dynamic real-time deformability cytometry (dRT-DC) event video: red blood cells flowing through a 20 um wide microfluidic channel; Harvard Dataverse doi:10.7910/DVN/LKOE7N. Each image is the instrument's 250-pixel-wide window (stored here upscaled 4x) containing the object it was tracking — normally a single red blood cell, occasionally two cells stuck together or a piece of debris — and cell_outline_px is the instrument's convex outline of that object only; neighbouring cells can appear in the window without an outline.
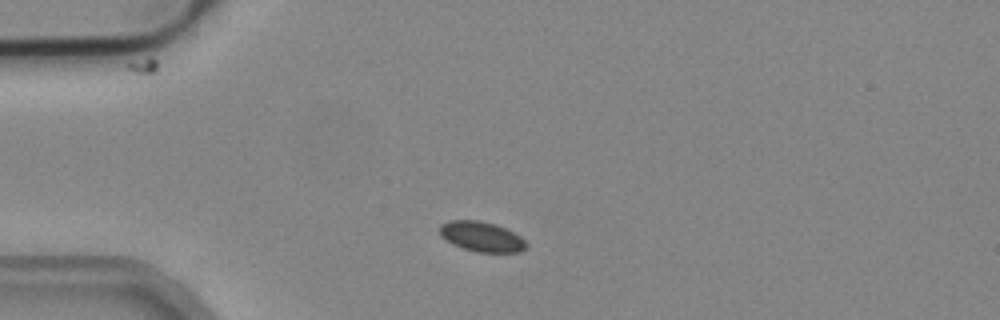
{"species": "common noctule bat (a hibernating species)", "species_latin": "Nyctalus noctula", "temperature_condition": "cold", "stored_images_in_passage": 6, "camera_frame_rate_fps": 3000, "um_per_image_px": 0.085, "animal": {"sex": "male", "body_mass_g": 19.2, "forearm_length_mm": 51.8}, "frame": {"image": 1, "passage_image": 1, "time_ms": 0.0, "image_size_px": [1000, 320], "cell_outline_px": [[528, 244], [520, 252], [476, 252], [452, 244], [440, 236], [440, 224], [448, 220], [480, 220], [496, 224], [520, 236]], "centroid_in_image_um": [40.91, 20.1], "position_along_channel_um": 44.1, "area_um2": 15.14}}
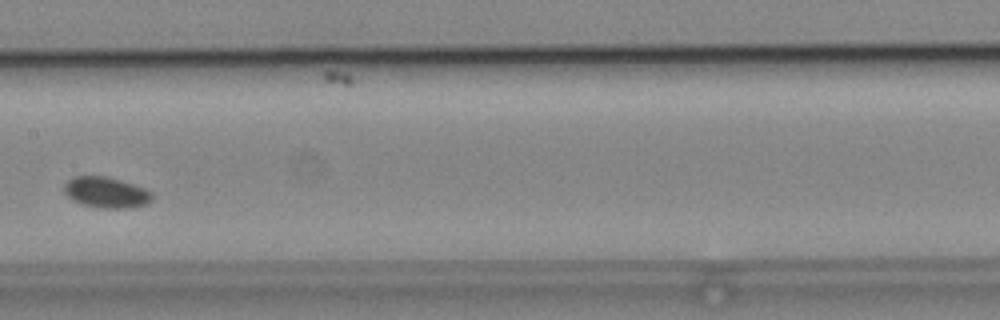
{"frame": {"image": 2, "passage_image": 5, "time_ms": 1.333, "image_size_px": [1000, 320], "cell_outline_px": [[152, 200], [148, 204], [132, 208], [100, 208], [80, 204], [72, 200], [64, 192], [64, 184], [68, 180], [76, 176], [108, 176], [144, 188], [152, 192]], "centroid_in_image_um": [9.03, 16.37], "position_along_channel_um": 198.4, "area_um2": 15.95}}